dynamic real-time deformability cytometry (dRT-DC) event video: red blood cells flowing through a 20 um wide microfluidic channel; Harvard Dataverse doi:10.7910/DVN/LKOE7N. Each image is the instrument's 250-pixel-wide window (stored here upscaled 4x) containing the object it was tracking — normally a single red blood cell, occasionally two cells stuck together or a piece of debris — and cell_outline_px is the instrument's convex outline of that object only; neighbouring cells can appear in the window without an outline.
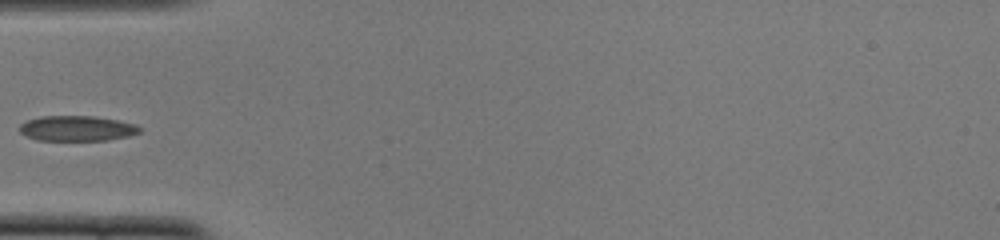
{"species": "common noctule bat (a hibernating species)", "species_latin": "Nyctalus noctula", "temperature_condition": "cold", "stored_images_in_passage": 36, "camera_frame_rate_fps": 3000, "um_per_image_px": 0.085, "animal": {"sex": "female", "body_mass_g": 22.0, "forearm_length_mm": 56.7}, "frame": {"image": 1, "passage_image": 1, "time_ms": 0.0, "image_size_px": [1000, 240], "cell_outline_px": [[140, 132], [128, 136], [108, 140], [36, 140], [20, 132], [20, 124], [28, 120], [40, 116], [92, 116], [116, 120], [136, 124], [140, 128]], "centroid_in_image_um": [6.54, 10.91], "position_along_channel_um": 78.5, "area_um2": 17.51}}
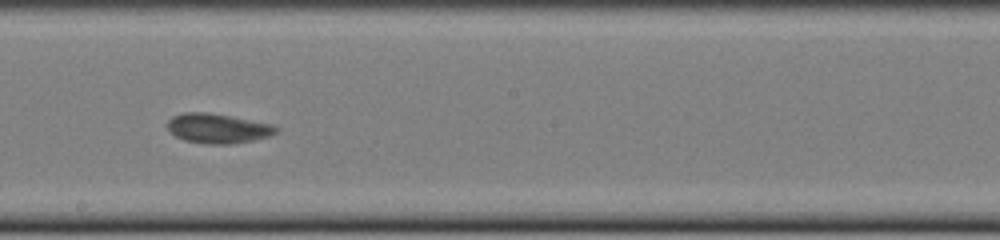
{"frame": {"image": 2, "passage_image": 13, "time_ms": 4.0, "image_size_px": [1000, 240], "cell_outline_px": [[276, 132], [252, 140], [232, 144], [208, 144], [184, 140], [176, 136], [168, 128], [168, 120], [172, 116], [184, 112], [204, 112], [228, 116], [272, 124], [276, 128]], "centroid_in_image_um": [18.44, 10.91], "position_along_channel_um": 229.8, "area_um2": 18.26}}
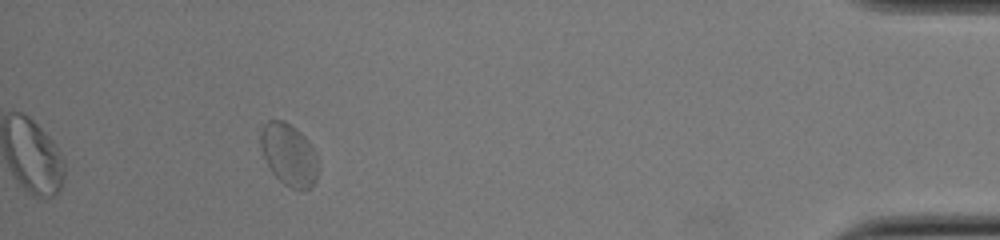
{"frame": {"image": 3, "passage_image": 32, "time_ms": 10.333, "image_size_px": [1000, 240], "cell_outline_px": [[316, 180], [308, 188], [292, 188], [284, 184], [272, 172], [264, 156], [260, 144], [260, 136], [264, 124], [268, 120], [284, 120], [296, 128], [308, 140], [316, 152]], "centroid_in_image_um": [24.54, 13.1], "position_along_channel_um": 410.7, "area_um2": 20.4}}